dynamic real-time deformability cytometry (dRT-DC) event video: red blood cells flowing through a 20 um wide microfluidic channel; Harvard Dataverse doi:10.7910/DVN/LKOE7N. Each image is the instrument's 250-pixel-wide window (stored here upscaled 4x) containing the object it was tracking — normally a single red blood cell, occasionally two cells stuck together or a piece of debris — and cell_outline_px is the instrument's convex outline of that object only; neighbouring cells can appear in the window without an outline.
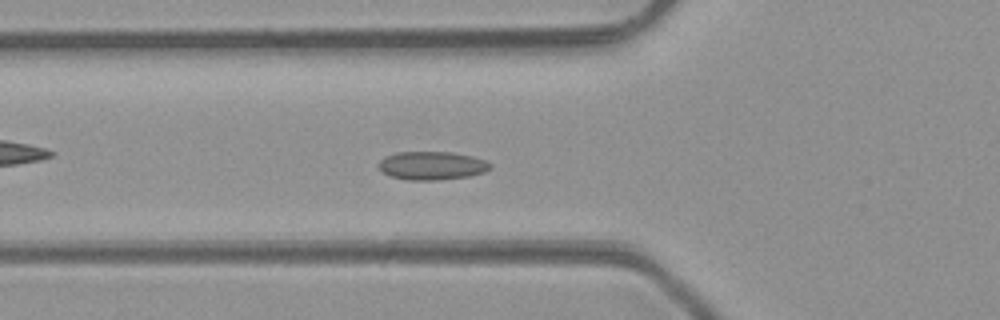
{"species": "common noctule bat (a hibernating species)", "species_latin": "Nyctalus noctula", "temperature_condition": "room temperature", "stored_images_in_passage": 36, "camera_frame_rate_fps": 3000, "um_per_image_px": 0.085, "animal": {"sex": "male", "body_mass_g": 23.1, "forearm_length_mm": 52.7}, "frame": {"image": 1, "passage_image": 5, "time_ms": 1.333, "image_size_px": [1000, 320], "cell_outline_px": [[492, 168], [484, 172], [468, 176], [436, 180], [408, 180], [388, 176], [376, 164], [384, 156], [396, 152], [452, 152], [472, 156], [484, 160], [492, 164]], "centroid_in_image_um": [36.68, 14.07], "position_along_channel_um": 89.1, "area_um2": 18.55}}
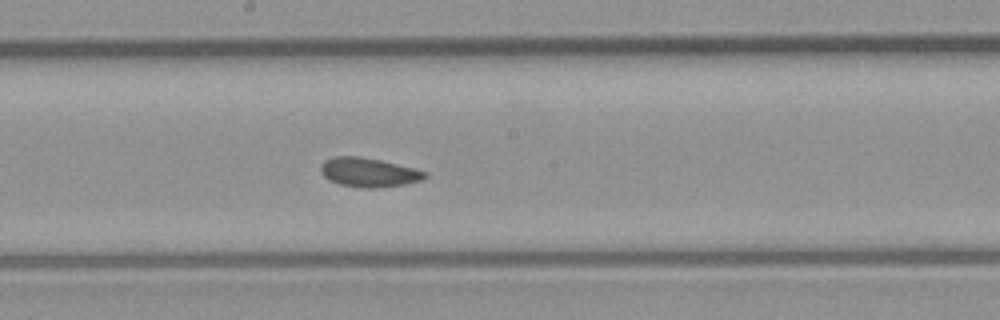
{"frame": {"image": 2, "passage_image": 14, "time_ms": 4.333, "image_size_px": [1000, 320], "cell_outline_px": [[428, 176], [420, 180], [404, 184], [376, 188], [360, 188], [340, 184], [328, 180], [320, 172], [320, 164], [324, 160], [332, 156], [360, 156], [380, 160], [428, 172]], "centroid_in_image_um": [31.28, 14.65], "position_along_channel_um": 216.9, "area_um2": 17.74}}
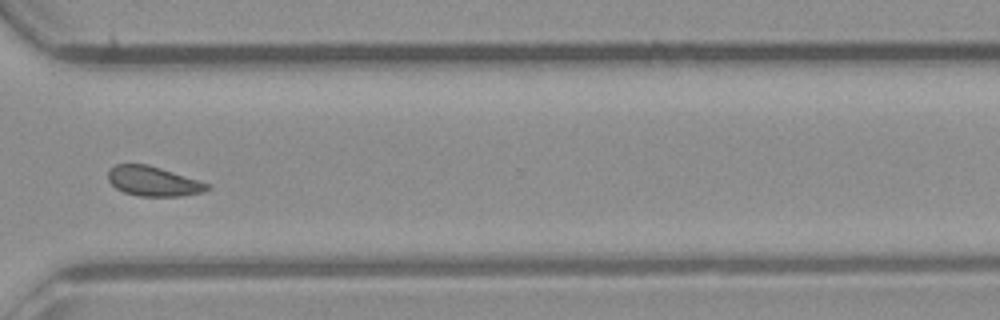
{"frame": {"image": 3, "passage_image": 24, "time_ms": 7.667, "image_size_px": [1000, 320], "cell_outline_px": [[212, 188], [204, 192], [180, 196], [140, 196], [124, 192], [116, 188], [108, 180], [108, 168], [116, 164], [148, 164], [212, 184]], "centroid_in_image_um": [13.06, 15.4], "position_along_channel_um": 357.5, "area_um2": 17.34}, "authors_computed_cell_mechanics": {"area_um2": 17.4556, "velocity_mm_per_s": 4.2305, "shape_relaxation_time_tau1_ms": null, "shape_relaxation_time_tau2_ms": 1.693, "deformation_change_tau1": null, "deformation_change_tau2": 0.0725}}